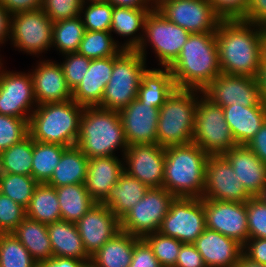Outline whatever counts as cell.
Segmentation results:
<instances>
[{
  "mask_svg": "<svg viewBox=\"0 0 266 267\" xmlns=\"http://www.w3.org/2000/svg\"><path fill=\"white\" fill-rule=\"evenodd\" d=\"M203 199L247 202L251 196L239 182L228 160L221 155H209L205 169Z\"/></svg>",
  "mask_w": 266,
  "mask_h": 267,
  "instance_id": "cell-17",
  "label": "cell"
},
{
  "mask_svg": "<svg viewBox=\"0 0 266 267\" xmlns=\"http://www.w3.org/2000/svg\"><path fill=\"white\" fill-rule=\"evenodd\" d=\"M122 50V43L114 40L110 31L85 30L78 53L92 60L116 56Z\"/></svg>",
  "mask_w": 266,
  "mask_h": 267,
  "instance_id": "cell-39",
  "label": "cell"
},
{
  "mask_svg": "<svg viewBox=\"0 0 266 267\" xmlns=\"http://www.w3.org/2000/svg\"><path fill=\"white\" fill-rule=\"evenodd\" d=\"M128 145L156 143L159 109L137 98L118 111Z\"/></svg>",
  "mask_w": 266,
  "mask_h": 267,
  "instance_id": "cell-20",
  "label": "cell"
},
{
  "mask_svg": "<svg viewBox=\"0 0 266 267\" xmlns=\"http://www.w3.org/2000/svg\"><path fill=\"white\" fill-rule=\"evenodd\" d=\"M175 198L164 187L149 188L143 198L120 219V230L138 238L159 231Z\"/></svg>",
  "mask_w": 266,
  "mask_h": 267,
  "instance_id": "cell-10",
  "label": "cell"
},
{
  "mask_svg": "<svg viewBox=\"0 0 266 267\" xmlns=\"http://www.w3.org/2000/svg\"><path fill=\"white\" fill-rule=\"evenodd\" d=\"M53 257H66L82 260L90 264L76 223L59 220L47 225Z\"/></svg>",
  "mask_w": 266,
  "mask_h": 267,
  "instance_id": "cell-28",
  "label": "cell"
},
{
  "mask_svg": "<svg viewBox=\"0 0 266 267\" xmlns=\"http://www.w3.org/2000/svg\"><path fill=\"white\" fill-rule=\"evenodd\" d=\"M11 15L43 8V0H0Z\"/></svg>",
  "mask_w": 266,
  "mask_h": 267,
  "instance_id": "cell-54",
  "label": "cell"
},
{
  "mask_svg": "<svg viewBox=\"0 0 266 267\" xmlns=\"http://www.w3.org/2000/svg\"><path fill=\"white\" fill-rule=\"evenodd\" d=\"M66 146L33 140L31 176L39 183H47L61 159Z\"/></svg>",
  "mask_w": 266,
  "mask_h": 267,
  "instance_id": "cell-36",
  "label": "cell"
},
{
  "mask_svg": "<svg viewBox=\"0 0 266 267\" xmlns=\"http://www.w3.org/2000/svg\"><path fill=\"white\" fill-rule=\"evenodd\" d=\"M124 171L148 188L163 187L165 148L157 143L129 145L123 155Z\"/></svg>",
  "mask_w": 266,
  "mask_h": 267,
  "instance_id": "cell-16",
  "label": "cell"
},
{
  "mask_svg": "<svg viewBox=\"0 0 266 267\" xmlns=\"http://www.w3.org/2000/svg\"><path fill=\"white\" fill-rule=\"evenodd\" d=\"M129 267H162L158 259L153 254V250L148 243L139 238L134 244V251Z\"/></svg>",
  "mask_w": 266,
  "mask_h": 267,
  "instance_id": "cell-50",
  "label": "cell"
},
{
  "mask_svg": "<svg viewBox=\"0 0 266 267\" xmlns=\"http://www.w3.org/2000/svg\"><path fill=\"white\" fill-rule=\"evenodd\" d=\"M84 33L85 27L81 16L53 22L52 48L62 55L78 52Z\"/></svg>",
  "mask_w": 266,
  "mask_h": 267,
  "instance_id": "cell-37",
  "label": "cell"
},
{
  "mask_svg": "<svg viewBox=\"0 0 266 267\" xmlns=\"http://www.w3.org/2000/svg\"><path fill=\"white\" fill-rule=\"evenodd\" d=\"M213 103L226 107L229 105L266 106L262 101L256 78L221 73L202 90Z\"/></svg>",
  "mask_w": 266,
  "mask_h": 267,
  "instance_id": "cell-15",
  "label": "cell"
},
{
  "mask_svg": "<svg viewBox=\"0 0 266 267\" xmlns=\"http://www.w3.org/2000/svg\"><path fill=\"white\" fill-rule=\"evenodd\" d=\"M237 267H266V265L253 262L242 254Z\"/></svg>",
  "mask_w": 266,
  "mask_h": 267,
  "instance_id": "cell-59",
  "label": "cell"
},
{
  "mask_svg": "<svg viewBox=\"0 0 266 267\" xmlns=\"http://www.w3.org/2000/svg\"><path fill=\"white\" fill-rule=\"evenodd\" d=\"M168 69L177 89H205L222 73L215 32L191 33Z\"/></svg>",
  "mask_w": 266,
  "mask_h": 267,
  "instance_id": "cell-2",
  "label": "cell"
},
{
  "mask_svg": "<svg viewBox=\"0 0 266 267\" xmlns=\"http://www.w3.org/2000/svg\"><path fill=\"white\" fill-rule=\"evenodd\" d=\"M246 146L266 164V121Z\"/></svg>",
  "mask_w": 266,
  "mask_h": 267,
  "instance_id": "cell-55",
  "label": "cell"
},
{
  "mask_svg": "<svg viewBox=\"0 0 266 267\" xmlns=\"http://www.w3.org/2000/svg\"><path fill=\"white\" fill-rule=\"evenodd\" d=\"M113 6L130 8H151L147 0H107Z\"/></svg>",
  "mask_w": 266,
  "mask_h": 267,
  "instance_id": "cell-58",
  "label": "cell"
},
{
  "mask_svg": "<svg viewBox=\"0 0 266 267\" xmlns=\"http://www.w3.org/2000/svg\"><path fill=\"white\" fill-rule=\"evenodd\" d=\"M37 64L30 71L37 105L71 100L72 90L66 83L60 63L44 59Z\"/></svg>",
  "mask_w": 266,
  "mask_h": 267,
  "instance_id": "cell-21",
  "label": "cell"
},
{
  "mask_svg": "<svg viewBox=\"0 0 266 267\" xmlns=\"http://www.w3.org/2000/svg\"><path fill=\"white\" fill-rule=\"evenodd\" d=\"M240 20L266 27V0H249L248 7Z\"/></svg>",
  "mask_w": 266,
  "mask_h": 267,
  "instance_id": "cell-53",
  "label": "cell"
},
{
  "mask_svg": "<svg viewBox=\"0 0 266 267\" xmlns=\"http://www.w3.org/2000/svg\"><path fill=\"white\" fill-rule=\"evenodd\" d=\"M84 249L91 258L120 232V220L102 203H96L76 223Z\"/></svg>",
  "mask_w": 266,
  "mask_h": 267,
  "instance_id": "cell-19",
  "label": "cell"
},
{
  "mask_svg": "<svg viewBox=\"0 0 266 267\" xmlns=\"http://www.w3.org/2000/svg\"><path fill=\"white\" fill-rule=\"evenodd\" d=\"M206 267H237L243 246L236 240L206 228L193 243Z\"/></svg>",
  "mask_w": 266,
  "mask_h": 267,
  "instance_id": "cell-23",
  "label": "cell"
},
{
  "mask_svg": "<svg viewBox=\"0 0 266 267\" xmlns=\"http://www.w3.org/2000/svg\"><path fill=\"white\" fill-rule=\"evenodd\" d=\"M205 229L204 199L176 197L158 232L182 243L193 244Z\"/></svg>",
  "mask_w": 266,
  "mask_h": 267,
  "instance_id": "cell-12",
  "label": "cell"
},
{
  "mask_svg": "<svg viewBox=\"0 0 266 267\" xmlns=\"http://www.w3.org/2000/svg\"><path fill=\"white\" fill-rule=\"evenodd\" d=\"M123 172V157L109 156L89 159L84 183L89 195L97 203H101Z\"/></svg>",
  "mask_w": 266,
  "mask_h": 267,
  "instance_id": "cell-25",
  "label": "cell"
},
{
  "mask_svg": "<svg viewBox=\"0 0 266 267\" xmlns=\"http://www.w3.org/2000/svg\"><path fill=\"white\" fill-rule=\"evenodd\" d=\"M11 14L0 4V46L11 37ZM1 57V56H0Z\"/></svg>",
  "mask_w": 266,
  "mask_h": 267,
  "instance_id": "cell-57",
  "label": "cell"
},
{
  "mask_svg": "<svg viewBox=\"0 0 266 267\" xmlns=\"http://www.w3.org/2000/svg\"><path fill=\"white\" fill-rule=\"evenodd\" d=\"M82 4L96 3V2H107V0H81Z\"/></svg>",
  "mask_w": 266,
  "mask_h": 267,
  "instance_id": "cell-61",
  "label": "cell"
},
{
  "mask_svg": "<svg viewBox=\"0 0 266 267\" xmlns=\"http://www.w3.org/2000/svg\"><path fill=\"white\" fill-rule=\"evenodd\" d=\"M206 228L244 246L248 240L246 202L204 199Z\"/></svg>",
  "mask_w": 266,
  "mask_h": 267,
  "instance_id": "cell-18",
  "label": "cell"
},
{
  "mask_svg": "<svg viewBox=\"0 0 266 267\" xmlns=\"http://www.w3.org/2000/svg\"><path fill=\"white\" fill-rule=\"evenodd\" d=\"M29 118L0 114V152L21 142L29 135Z\"/></svg>",
  "mask_w": 266,
  "mask_h": 267,
  "instance_id": "cell-44",
  "label": "cell"
},
{
  "mask_svg": "<svg viewBox=\"0 0 266 267\" xmlns=\"http://www.w3.org/2000/svg\"><path fill=\"white\" fill-rule=\"evenodd\" d=\"M190 33L166 19L157 9L146 17L144 36L138 53L146 60L147 45L151 46L161 68H168L178 57Z\"/></svg>",
  "mask_w": 266,
  "mask_h": 267,
  "instance_id": "cell-9",
  "label": "cell"
},
{
  "mask_svg": "<svg viewBox=\"0 0 266 267\" xmlns=\"http://www.w3.org/2000/svg\"><path fill=\"white\" fill-rule=\"evenodd\" d=\"M147 1L152 9H156L158 6H160L163 2L167 0H147Z\"/></svg>",
  "mask_w": 266,
  "mask_h": 267,
  "instance_id": "cell-60",
  "label": "cell"
},
{
  "mask_svg": "<svg viewBox=\"0 0 266 267\" xmlns=\"http://www.w3.org/2000/svg\"><path fill=\"white\" fill-rule=\"evenodd\" d=\"M175 267H206L194 244L183 243Z\"/></svg>",
  "mask_w": 266,
  "mask_h": 267,
  "instance_id": "cell-51",
  "label": "cell"
},
{
  "mask_svg": "<svg viewBox=\"0 0 266 267\" xmlns=\"http://www.w3.org/2000/svg\"><path fill=\"white\" fill-rule=\"evenodd\" d=\"M65 60L60 62L68 87L73 91L82 81L88 71L91 59L78 52L63 55Z\"/></svg>",
  "mask_w": 266,
  "mask_h": 267,
  "instance_id": "cell-46",
  "label": "cell"
},
{
  "mask_svg": "<svg viewBox=\"0 0 266 267\" xmlns=\"http://www.w3.org/2000/svg\"><path fill=\"white\" fill-rule=\"evenodd\" d=\"M38 184L32 176L0 172V192L25 209Z\"/></svg>",
  "mask_w": 266,
  "mask_h": 267,
  "instance_id": "cell-40",
  "label": "cell"
},
{
  "mask_svg": "<svg viewBox=\"0 0 266 267\" xmlns=\"http://www.w3.org/2000/svg\"><path fill=\"white\" fill-rule=\"evenodd\" d=\"M52 27L53 21L42 8L14 14L10 42L19 51L40 56L52 48Z\"/></svg>",
  "mask_w": 266,
  "mask_h": 267,
  "instance_id": "cell-11",
  "label": "cell"
},
{
  "mask_svg": "<svg viewBox=\"0 0 266 267\" xmlns=\"http://www.w3.org/2000/svg\"><path fill=\"white\" fill-rule=\"evenodd\" d=\"M1 267H38L29 251L12 234L6 233L0 239Z\"/></svg>",
  "mask_w": 266,
  "mask_h": 267,
  "instance_id": "cell-41",
  "label": "cell"
},
{
  "mask_svg": "<svg viewBox=\"0 0 266 267\" xmlns=\"http://www.w3.org/2000/svg\"><path fill=\"white\" fill-rule=\"evenodd\" d=\"M198 90L175 89L159 109L156 143L164 148L192 143Z\"/></svg>",
  "mask_w": 266,
  "mask_h": 267,
  "instance_id": "cell-6",
  "label": "cell"
},
{
  "mask_svg": "<svg viewBox=\"0 0 266 267\" xmlns=\"http://www.w3.org/2000/svg\"><path fill=\"white\" fill-rule=\"evenodd\" d=\"M251 197H259L266 186V164L246 145H237L222 154Z\"/></svg>",
  "mask_w": 266,
  "mask_h": 267,
  "instance_id": "cell-22",
  "label": "cell"
},
{
  "mask_svg": "<svg viewBox=\"0 0 266 267\" xmlns=\"http://www.w3.org/2000/svg\"><path fill=\"white\" fill-rule=\"evenodd\" d=\"M151 10L152 8L113 6L110 32L129 38L122 44L123 50L138 49L144 36L145 20Z\"/></svg>",
  "mask_w": 266,
  "mask_h": 267,
  "instance_id": "cell-27",
  "label": "cell"
},
{
  "mask_svg": "<svg viewBox=\"0 0 266 267\" xmlns=\"http://www.w3.org/2000/svg\"><path fill=\"white\" fill-rule=\"evenodd\" d=\"M2 61L0 59V114L30 118L37 107L30 71L4 70Z\"/></svg>",
  "mask_w": 266,
  "mask_h": 267,
  "instance_id": "cell-14",
  "label": "cell"
},
{
  "mask_svg": "<svg viewBox=\"0 0 266 267\" xmlns=\"http://www.w3.org/2000/svg\"><path fill=\"white\" fill-rule=\"evenodd\" d=\"M138 239V237L124 231L118 232L91 257L90 266L129 267L134 244Z\"/></svg>",
  "mask_w": 266,
  "mask_h": 267,
  "instance_id": "cell-31",
  "label": "cell"
},
{
  "mask_svg": "<svg viewBox=\"0 0 266 267\" xmlns=\"http://www.w3.org/2000/svg\"><path fill=\"white\" fill-rule=\"evenodd\" d=\"M81 0H43V11L53 22L80 16Z\"/></svg>",
  "mask_w": 266,
  "mask_h": 267,
  "instance_id": "cell-48",
  "label": "cell"
},
{
  "mask_svg": "<svg viewBox=\"0 0 266 267\" xmlns=\"http://www.w3.org/2000/svg\"><path fill=\"white\" fill-rule=\"evenodd\" d=\"M6 233L3 231V229L0 227V239L5 235Z\"/></svg>",
  "mask_w": 266,
  "mask_h": 267,
  "instance_id": "cell-63",
  "label": "cell"
},
{
  "mask_svg": "<svg viewBox=\"0 0 266 267\" xmlns=\"http://www.w3.org/2000/svg\"><path fill=\"white\" fill-rule=\"evenodd\" d=\"M248 238L266 239V203L259 197L246 202Z\"/></svg>",
  "mask_w": 266,
  "mask_h": 267,
  "instance_id": "cell-45",
  "label": "cell"
},
{
  "mask_svg": "<svg viewBox=\"0 0 266 267\" xmlns=\"http://www.w3.org/2000/svg\"><path fill=\"white\" fill-rule=\"evenodd\" d=\"M26 217L47 225L61 220L55 187L46 183L36 186L30 204L26 208Z\"/></svg>",
  "mask_w": 266,
  "mask_h": 267,
  "instance_id": "cell-35",
  "label": "cell"
},
{
  "mask_svg": "<svg viewBox=\"0 0 266 267\" xmlns=\"http://www.w3.org/2000/svg\"><path fill=\"white\" fill-rule=\"evenodd\" d=\"M26 217V209L0 192V227L12 233Z\"/></svg>",
  "mask_w": 266,
  "mask_h": 267,
  "instance_id": "cell-47",
  "label": "cell"
},
{
  "mask_svg": "<svg viewBox=\"0 0 266 267\" xmlns=\"http://www.w3.org/2000/svg\"><path fill=\"white\" fill-rule=\"evenodd\" d=\"M89 158L75 145L67 147L55 167L53 175L46 183L52 187L84 184Z\"/></svg>",
  "mask_w": 266,
  "mask_h": 267,
  "instance_id": "cell-33",
  "label": "cell"
},
{
  "mask_svg": "<svg viewBox=\"0 0 266 267\" xmlns=\"http://www.w3.org/2000/svg\"><path fill=\"white\" fill-rule=\"evenodd\" d=\"M209 2L222 19H240L248 7L249 0H209Z\"/></svg>",
  "mask_w": 266,
  "mask_h": 267,
  "instance_id": "cell-49",
  "label": "cell"
},
{
  "mask_svg": "<svg viewBox=\"0 0 266 267\" xmlns=\"http://www.w3.org/2000/svg\"><path fill=\"white\" fill-rule=\"evenodd\" d=\"M208 158L194 143L166 147L163 187L175 197L202 198Z\"/></svg>",
  "mask_w": 266,
  "mask_h": 267,
  "instance_id": "cell-3",
  "label": "cell"
},
{
  "mask_svg": "<svg viewBox=\"0 0 266 267\" xmlns=\"http://www.w3.org/2000/svg\"><path fill=\"white\" fill-rule=\"evenodd\" d=\"M112 14L113 5L110 2L82 4L80 12L85 30L88 31H110Z\"/></svg>",
  "mask_w": 266,
  "mask_h": 267,
  "instance_id": "cell-42",
  "label": "cell"
},
{
  "mask_svg": "<svg viewBox=\"0 0 266 267\" xmlns=\"http://www.w3.org/2000/svg\"><path fill=\"white\" fill-rule=\"evenodd\" d=\"M192 143L197 144L209 155H221L237 146L230 126L225 120L223 107L213 103L200 90Z\"/></svg>",
  "mask_w": 266,
  "mask_h": 267,
  "instance_id": "cell-8",
  "label": "cell"
},
{
  "mask_svg": "<svg viewBox=\"0 0 266 267\" xmlns=\"http://www.w3.org/2000/svg\"><path fill=\"white\" fill-rule=\"evenodd\" d=\"M61 220L77 223L97 202L89 195L85 184L55 187Z\"/></svg>",
  "mask_w": 266,
  "mask_h": 267,
  "instance_id": "cell-34",
  "label": "cell"
},
{
  "mask_svg": "<svg viewBox=\"0 0 266 267\" xmlns=\"http://www.w3.org/2000/svg\"><path fill=\"white\" fill-rule=\"evenodd\" d=\"M175 89L172 73L168 68H149L141 76L137 99L147 106L160 109Z\"/></svg>",
  "mask_w": 266,
  "mask_h": 267,
  "instance_id": "cell-30",
  "label": "cell"
},
{
  "mask_svg": "<svg viewBox=\"0 0 266 267\" xmlns=\"http://www.w3.org/2000/svg\"><path fill=\"white\" fill-rule=\"evenodd\" d=\"M12 234L29 251L38 265L53 257L47 224L25 217Z\"/></svg>",
  "mask_w": 266,
  "mask_h": 267,
  "instance_id": "cell-32",
  "label": "cell"
},
{
  "mask_svg": "<svg viewBox=\"0 0 266 267\" xmlns=\"http://www.w3.org/2000/svg\"><path fill=\"white\" fill-rule=\"evenodd\" d=\"M243 254L253 262L266 265V239L248 238Z\"/></svg>",
  "mask_w": 266,
  "mask_h": 267,
  "instance_id": "cell-52",
  "label": "cell"
},
{
  "mask_svg": "<svg viewBox=\"0 0 266 267\" xmlns=\"http://www.w3.org/2000/svg\"><path fill=\"white\" fill-rule=\"evenodd\" d=\"M215 36L221 72L255 78L266 51V27L240 19H222Z\"/></svg>",
  "mask_w": 266,
  "mask_h": 267,
  "instance_id": "cell-1",
  "label": "cell"
},
{
  "mask_svg": "<svg viewBox=\"0 0 266 267\" xmlns=\"http://www.w3.org/2000/svg\"><path fill=\"white\" fill-rule=\"evenodd\" d=\"M148 190L149 188L144 183L124 171L101 203L107 206L120 220L143 198Z\"/></svg>",
  "mask_w": 266,
  "mask_h": 267,
  "instance_id": "cell-29",
  "label": "cell"
},
{
  "mask_svg": "<svg viewBox=\"0 0 266 267\" xmlns=\"http://www.w3.org/2000/svg\"><path fill=\"white\" fill-rule=\"evenodd\" d=\"M76 146L89 159L116 156L117 150H121L123 157L129 145L119 112L99 107H84Z\"/></svg>",
  "mask_w": 266,
  "mask_h": 267,
  "instance_id": "cell-4",
  "label": "cell"
},
{
  "mask_svg": "<svg viewBox=\"0 0 266 267\" xmlns=\"http://www.w3.org/2000/svg\"><path fill=\"white\" fill-rule=\"evenodd\" d=\"M223 110L237 145H247L266 121V106L239 104L223 107Z\"/></svg>",
  "mask_w": 266,
  "mask_h": 267,
  "instance_id": "cell-26",
  "label": "cell"
},
{
  "mask_svg": "<svg viewBox=\"0 0 266 267\" xmlns=\"http://www.w3.org/2000/svg\"><path fill=\"white\" fill-rule=\"evenodd\" d=\"M146 69V60L137 50H122L113 56L112 75L99 108L119 111L135 100Z\"/></svg>",
  "mask_w": 266,
  "mask_h": 267,
  "instance_id": "cell-7",
  "label": "cell"
},
{
  "mask_svg": "<svg viewBox=\"0 0 266 267\" xmlns=\"http://www.w3.org/2000/svg\"><path fill=\"white\" fill-rule=\"evenodd\" d=\"M113 71V56L92 59L82 81L72 91V99L83 107H99Z\"/></svg>",
  "mask_w": 266,
  "mask_h": 267,
  "instance_id": "cell-24",
  "label": "cell"
},
{
  "mask_svg": "<svg viewBox=\"0 0 266 267\" xmlns=\"http://www.w3.org/2000/svg\"><path fill=\"white\" fill-rule=\"evenodd\" d=\"M83 111L73 99L39 104L28 121L29 135L38 142L75 146Z\"/></svg>",
  "mask_w": 266,
  "mask_h": 267,
  "instance_id": "cell-5",
  "label": "cell"
},
{
  "mask_svg": "<svg viewBox=\"0 0 266 267\" xmlns=\"http://www.w3.org/2000/svg\"><path fill=\"white\" fill-rule=\"evenodd\" d=\"M38 267H91L82 260L66 257H51L41 262Z\"/></svg>",
  "mask_w": 266,
  "mask_h": 267,
  "instance_id": "cell-56",
  "label": "cell"
},
{
  "mask_svg": "<svg viewBox=\"0 0 266 267\" xmlns=\"http://www.w3.org/2000/svg\"><path fill=\"white\" fill-rule=\"evenodd\" d=\"M156 9L190 34L216 32L222 20L209 0H167Z\"/></svg>",
  "mask_w": 266,
  "mask_h": 267,
  "instance_id": "cell-13",
  "label": "cell"
},
{
  "mask_svg": "<svg viewBox=\"0 0 266 267\" xmlns=\"http://www.w3.org/2000/svg\"><path fill=\"white\" fill-rule=\"evenodd\" d=\"M143 239L151 247L162 267H175L182 242L158 231L146 235Z\"/></svg>",
  "mask_w": 266,
  "mask_h": 267,
  "instance_id": "cell-43",
  "label": "cell"
},
{
  "mask_svg": "<svg viewBox=\"0 0 266 267\" xmlns=\"http://www.w3.org/2000/svg\"><path fill=\"white\" fill-rule=\"evenodd\" d=\"M266 203V186L264 187L261 195L259 196Z\"/></svg>",
  "mask_w": 266,
  "mask_h": 267,
  "instance_id": "cell-62",
  "label": "cell"
},
{
  "mask_svg": "<svg viewBox=\"0 0 266 267\" xmlns=\"http://www.w3.org/2000/svg\"><path fill=\"white\" fill-rule=\"evenodd\" d=\"M33 138L28 135L21 142L0 152V172L31 176Z\"/></svg>",
  "mask_w": 266,
  "mask_h": 267,
  "instance_id": "cell-38",
  "label": "cell"
}]
</instances>
